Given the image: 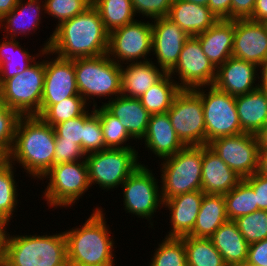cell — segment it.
<instances>
[{
	"instance_id": "cell-1",
	"label": "cell",
	"mask_w": 267,
	"mask_h": 266,
	"mask_svg": "<svg viewBox=\"0 0 267 266\" xmlns=\"http://www.w3.org/2000/svg\"><path fill=\"white\" fill-rule=\"evenodd\" d=\"M44 41L43 56L54 55L74 60L107 54L109 32L105 29L98 10L91 5L84 12L55 27ZM46 55V56H45Z\"/></svg>"
},
{
	"instance_id": "cell-2",
	"label": "cell",
	"mask_w": 267,
	"mask_h": 266,
	"mask_svg": "<svg viewBox=\"0 0 267 266\" xmlns=\"http://www.w3.org/2000/svg\"><path fill=\"white\" fill-rule=\"evenodd\" d=\"M55 145L51 125L35 115L21 116L7 159L14 166H22L29 178L39 181L54 165Z\"/></svg>"
},
{
	"instance_id": "cell-3",
	"label": "cell",
	"mask_w": 267,
	"mask_h": 266,
	"mask_svg": "<svg viewBox=\"0 0 267 266\" xmlns=\"http://www.w3.org/2000/svg\"><path fill=\"white\" fill-rule=\"evenodd\" d=\"M98 206L83 225L64 231L68 266H115V239L104 209Z\"/></svg>"
},
{
	"instance_id": "cell-4",
	"label": "cell",
	"mask_w": 267,
	"mask_h": 266,
	"mask_svg": "<svg viewBox=\"0 0 267 266\" xmlns=\"http://www.w3.org/2000/svg\"><path fill=\"white\" fill-rule=\"evenodd\" d=\"M4 256L12 266H68L64 232L52 235L8 232Z\"/></svg>"
},
{
	"instance_id": "cell-5",
	"label": "cell",
	"mask_w": 267,
	"mask_h": 266,
	"mask_svg": "<svg viewBox=\"0 0 267 266\" xmlns=\"http://www.w3.org/2000/svg\"><path fill=\"white\" fill-rule=\"evenodd\" d=\"M74 67L79 95L88 105L93 103L92 108L97 107L95 97H108L109 102L121 95V65L107 54L74 59Z\"/></svg>"
},
{
	"instance_id": "cell-6",
	"label": "cell",
	"mask_w": 267,
	"mask_h": 266,
	"mask_svg": "<svg viewBox=\"0 0 267 266\" xmlns=\"http://www.w3.org/2000/svg\"><path fill=\"white\" fill-rule=\"evenodd\" d=\"M203 145L184 146L175 155L161 160V197L201 190ZM162 166V167H161Z\"/></svg>"
},
{
	"instance_id": "cell-7",
	"label": "cell",
	"mask_w": 267,
	"mask_h": 266,
	"mask_svg": "<svg viewBox=\"0 0 267 266\" xmlns=\"http://www.w3.org/2000/svg\"><path fill=\"white\" fill-rule=\"evenodd\" d=\"M138 154L135 148H106L87 154L85 161L90 186L97 187L98 184L99 188L105 191L120 188L123 182L142 165Z\"/></svg>"
},
{
	"instance_id": "cell-8",
	"label": "cell",
	"mask_w": 267,
	"mask_h": 266,
	"mask_svg": "<svg viewBox=\"0 0 267 266\" xmlns=\"http://www.w3.org/2000/svg\"><path fill=\"white\" fill-rule=\"evenodd\" d=\"M43 179L49 182L42 191V197L44 196L48 207L55 209L71 208L91 187L85 160L54 164L41 180Z\"/></svg>"
},
{
	"instance_id": "cell-9",
	"label": "cell",
	"mask_w": 267,
	"mask_h": 266,
	"mask_svg": "<svg viewBox=\"0 0 267 266\" xmlns=\"http://www.w3.org/2000/svg\"><path fill=\"white\" fill-rule=\"evenodd\" d=\"M44 79L45 59H38L25 71L0 85V98L21 116L36 115L40 111Z\"/></svg>"
},
{
	"instance_id": "cell-10",
	"label": "cell",
	"mask_w": 267,
	"mask_h": 266,
	"mask_svg": "<svg viewBox=\"0 0 267 266\" xmlns=\"http://www.w3.org/2000/svg\"><path fill=\"white\" fill-rule=\"evenodd\" d=\"M152 170L143 163L120 186L125 212L150 221L148 228L154 227V215L163 208L160 180Z\"/></svg>"
},
{
	"instance_id": "cell-11",
	"label": "cell",
	"mask_w": 267,
	"mask_h": 266,
	"mask_svg": "<svg viewBox=\"0 0 267 266\" xmlns=\"http://www.w3.org/2000/svg\"><path fill=\"white\" fill-rule=\"evenodd\" d=\"M192 90L202 100L206 145L220 137L244 133L239 122L234 96L219 90L214 85L200 86Z\"/></svg>"
},
{
	"instance_id": "cell-12",
	"label": "cell",
	"mask_w": 267,
	"mask_h": 266,
	"mask_svg": "<svg viewBox=\"0 0 267 266\" xmlns=\"http://www.w3.org/2000/svg\"><path fill=\"white\" fill-rule=\"evenodd\" d=\"M178 139L184 146L206 145L201 98L191 89H181L167 111Z\"/></svg>"
},
{
	"instance_id": "cell-13",
	"label": "cell",
	"mask_w": 267,
	"mask_h": 266,
	"mask_svg": "<svg viewBox=\"0 0 267 266\" xmlns=\"http://www.w3.org/2000/svg\"><path fill=\"white\" fill-rule=\"evenodd\" d=\"M136 20L109 33L107 55L118 65L146 62L152 56V23Z\"/></svg>"
},
{
	"instance_id": "cell-14",
	"label": "cell",
	"mask_w": 267,
	"mask_h": 266,
	"mask_svg": "<svg viewBox=\"0 0 267 266\" xmlns=\"http://www.w3.org/2000/svg\"><path fill=\"white\" fill-rule=\"evenodd\" d=\"M242 179L258 170L259 145L256 135L240 133L212 140L207 145Z\"/></svg>"
},
{
	"instance_id": "cell-15",
	"label": "cell",
	"mask_w": 267,
	"mask_h": 266,
	"mask_svg": "<svg viewBox=\"0 0 267 266\" xmlns=\"http://www.w3.org/2000/svg\"><path fill=\"white\" fill-rule=\"evenodd\" d=\"M168 74L173 76V79L180 80L177 84L181 89L192 90L200 86L213 85L216 68L204 54L199 40L195 36H190L183 45L177 64Z\"/></svg>"
},
{
	"instance_id": "cell-16",
	"label": "cell",
	"mask_w": 267,
	"mask_h": 266,
	"mask_svg": "<svg viewBox=\"0 0 267 266\" xmlns=\"http://www.w3.org/2000/svg\"><path fill=\"white\" fill-rule=\"evenodd\" d=\"M80 96L76 83L74 60L54 56L45 60V79L40 111L35 116H40L49 106L62 100Z\"/></svg>"
},
{
	"instance_id": "cell-17",
	"label": "cell",
	"mask_w": 267,
	"mask_h": 266,
	"mask_svg": "<svg viewBox=\"0 0 267 266\" xmlns=\"http://www.w3.org/2000/svg\"><path fill=\"white\" fill-rule=\"evenodd\" d=\"M151 23L152 55L157 58L155 64L169 73L177 64L183 45L190 36L167 16L152 19Z\"/></svg>"
},
{
	"instance_id": "cell-18",
	"label": "cell",
	"mask_w": 267,
	"mask_h": 266,
	"mask_svg": "<svg viewBox=\"0 0 267 266\" xmlns=\"http://www.w3.org/2000/svg\"><path fill=\"white\" fill-rule=\"evenodd\" d=\"M232 56L258 67L267 59V27L251 19H234Z\"/></svg>"
},
{
	"instance_id": "cell-19",
	"label": "cell",
	"mask_w": 267,
	"mask_h": 266,
	"mask_svg": "<svg viewBox=\"0 0 267 266\" xmlns=\"http://www.w3.org/2000/svg\"><path fill=\"white\" fill-rule=\"evenodd\" d=\"M258 73L257 65L232 56L216 69L213 85L234 97L244 95L259 87Z\"/></svg>"
},
{
	"instance_id": "cell-20",
	"label": "cell",
	"mask_w": 267,
	"mask_h": 266,
	"mask_svg": "<svg viewBox=\"0 0 267 266\" xmlns=\"http://www.w3.org/2000/svg\"><path fill=\"white\" fill-rule=\"evenodd\" d=\"M203 196L204 192L199 190L163 200V209L165 207V210L170 211L169 223L171 225L165 237L180 238L188 235L193 230Z\"/></svg>"
},
{
	"instance_id": "cell-21",
	"label": "cell",
	"mask_w": 267,
	"mask_h": 266,
	"mask_svg": "<svg viewBox=\"0 0 267 266\" xmlns=\"http://www.w3.org/2000/svg\"><path fill=\"white\" fill-rule=\"evenodd\" d=\"M44 13V0H18L17 6L0 20V28L3 33L6 32L4 37L8 39H17L19 35L28 37L40 29L41 16Z\"/></svg>"
},
{
	"instance_id": "cell-22",
	"label": "cell",
	"mask_w": 267,
	"mask_h": 266,
	"mask_svg": "<svg viewBox=\"0 0 267 266\" xmlns=\"http://www.w3.org/2000/svg\"><path fill=\"white\" fill-rule=\"evenodd\" d=\"M241 180L214 151L203 145L201 190L204 193L224 195Z\"/></svg>"
},
{
	"instance_id": "cell-23",
	"label": "cell",
	"mask_w": 267,
	"mask_h": 266,
	"mask_svg": "<svg viewBox=\"0 0 267 266\" xmlns=\"http://www.w3.org/2000/svg\"><path fill=\"white\" fill-rule=\"evenodd\" d=\"M145 149L163 160L175 155L184 145L178 139L167 113L152 114L143 137Z\"/></svg>"
},
{
	"instance_id": "cell-24",
	"label": "cell",
	"mask_w": 267,
	"mask_h": 266,
	"mask_svg": "<svg viewBox=\"0 0 267 266\" xmlns=\"http://www.w3.org/2000/svg\"><path fill=\"white\" fill-rule=\"evenodd\" d=\"M102 106L116 117L130 136L137 142L145 136L151 114L138 98L119 95Z\"/></svg>"
},
{
	"instance_id": "cell-25",
	"label": "cell",
	"mask_w": 267,
	"mask_h": 266,
	"mask_svg": "<svg viewBox=\"0 0 267 266\" xmlns=\"http://www.w3.org/2000/svg\"><path fill=\"white\" fill-rule=\"evenodd\" d=\"M204 54L217 69L232 57L234 41V20L219 19L205 32L195 36Z\"/></svg>"
},
{
	"instance_id": "cell-26",
	"label": "cell",
	"mask_w": 267,
	"mask_h": 266,
	"mask_svg": "<svg viewBox=\"0 0 267 266\" xmlns=\"http://www.w3.org/2000/svg\"><path fill=\"white\" fill-rule=\"evenodd\" d=\"M124 65H121V94L127 97H141L167 74L155 65L152 58L146 62L126 63Z\"/></svg>"
},
{
	"instance_id": "cell-27",
	"label": "cell",
	"mask_w": 267,
	"mask_h": 266,
	"mask_svg": "<svg viewBox=\"0 0 267 266\" xmlns=\"http://www.w3.org/2000/svg\"><path fill=\"white\" fill-rule=\"evenodd\" d=\"M167 17L189 36H197L205 32L218 21L207 6L185 0H174Z\"/></svg>"
},
{
	"instance_id": "cell-28",
	"label": "cell",
	"mask_w": 267,
	"mask_h": 266,
	"mask_svg": "<svg viewBox=\"0 0 267 266\" xmlns=\"http://www.w3.org/2000/svg\"><path fill=\"white\" fill-rule=\"evenodd\" d=\"M241 129L256 135L267 124V92L257 88L235 97Z\"/></svg>"
},
{
	"instance_id": "cell-29",
	"label": "cell",
	"mask_w": 267,
	"mask_h": 266,
	"mask_svg": "<svg viewBox=\"0 0 267 266\" xmlns=\"http://www.w3.org/2000/svg\"><path fill=\"white\" fill-rule=\"evenodd\" d=\"M227 266H238L248 258L249 244L240 233L235 221L223 223L210 237Z\"/></svg>"
},
{
	"instance_id": "cell-30",
	"label": "cell",
	"mask_w": 267,
	"mask_h": 266,
	"mask_svg": "<svg viewBox=\"0 0 267 266\" xmlns=\"http://www.w3.org/2000/svg\"><path fill=\"white\" fill-rule=\"evenodd\" d=\"M0 41V85L9 78L25 71L38 58L43 57L42 47L36 55L21 47L19 40L5 38ZM40 56V57H39Z\"/></svg>"
},
{
	"instance_id": "cell-31",
	"label": "cell",
	"mask_w": 267,
	"mask_h": 266,
	"mask_svg": "<svg viewBox=\"0 0 267 266\" xmlns=\"http://www.w3.org/2000/svg\"><path fill=\"white\" fill-rule=\"evenodd\" d=\"M228 220L224 196L204 193L195 225L188 235L198 238H210Z\"/></svg>"
},
{
	"instance_id": "cell-32",
	"label": "cell",
	"mask_w": 267,
	"mask_h": 266,
	"mask_svg": "<svg viewBox=\"0 0 267 266\" xmlns=\"http://www.w3.org/2000/svg\"><path fill=\"white\" fill-rule=\"evenodd\" d=\"M181 91L177 80L168 73L155 85L151 86L141 97L142 106L152 114L167 113L174 97Z\"/></svg>"
},
{
	"instance_id": "cell-33",
	"label": "cell",
	"mask_w": 267,
	"mask_h": 266,
	"mask_svg": "<svg viewBox=\"0 0 267 266\" xmlns=\"http://www.w3.org/2000/svg\"><path fill=\"white\" fill-rule=\"evenodd\" d=\"M92 5L98 10L109 33L134 22L138 17L131 0H92Z\"/></svg>"
},
{
	"instance_id": "cell-34",
	"label": "cell",
	"mask_w": 267,
	"mask_h": 266,
	"mask_svg": "<svg viewBox=\"0 0 267 266\" xmlns=\"http://www.w3.org/2000/svg\"><path fill=\"white\" fill-rule=\"evenodd\" d=\"M15 169L7 158L0 163V217L10 224L19 204Z\"/></svg>"
},
{
	"instance_id": "cell-35",
	"label": "cell",
	"mask_w": 267,
	"mask_h": 266,
	"mask_svg": "<svg viewBox=\"0 0 267 266\" xmlns=\"http://www.w3.org/2000/svg\"><path fill=\"white\" fill-rule=\"evenodd\" d=\"M187 266H227L210 238L184 236Z\"/></svg>"
},
{
	"instance_id": "cell-36",
	"label": "cell",
	"mask_w": 267,
	"mask_h": 266,
	"mask_svg": "<svg viewBox=\"0 0 267 266\" xmlns=\"http://www.w3.org/2000/svg\"><path fill=\"white\" fill-rule=\"evenodd\" d=\"M226 214L229 220L250 214L258 210L254 190L242 179L234 188L223 195Z\"/></svg>"
},
{
	"instance_id": "cell-37",
	"label": "cell",
	"mask_w": 267,
	"mask_h": 266,
	"mask_svg": "<svg viewBox=\"0 0 267 266\" xmlns=\"http://www.w3.org/2000/svg\"><path fill=\"white\" fill-rule=\"evenodd\" d=\"M94 113L99 117L106 148H134L129 145V141L134 139L116 117L110 114L102 105L95 107Z\"/></svg>"
},
{
	"instance_id": "cell-38",
	"label": "cell",
	"mask_w": 267,
	"mask_h": 266,
	"mask_svg": "<svg viewBox=\"0 0 267 266\" xmlns=\"http://www.w3.org/2000/svg\"><path fill=\"white\" fill-rule=\"evenodd\" d=\"M157 247L148 266H187L184 236L164 237Z\"/></svg>"
},
{
	"instance_id": "cell-39",
	"label": "cell",
	"mask_w": 267,
	"mask_h": 266,
	"mask_svg": "<svg viewBox=\"0 0 267 266\" xmlns=\"http://www.w3.org/2000/svg\"><path fill=\"white\" fill-rule=\"evenodd\" d=\"M90 106L83 97L72 96L49 106L39 117L53 127L61 122L82 116Z\"/></svg>"
},
{
	"instance_id": "cell-40",
	"label": "cell",
	"mask_w": 267,
	"mask_h": 266,
	"mask_svg": "<svg viewBox=\"0 0 267 266\" xmlns=\"http://www.w3.org/2000/svg\"><path fill=\"white\" fill-rule=\"evenodd\" d=\"M248 244L267 238V211L257 210L234 220Z\"/></svg>"
},
{
	"instance_id": "cell-41",
	"label": "cell",
	"mask_w": 267,
	"mask_h": 266,
	"mask_svg": "<svg viewBox=\"0 0 267 266\" xmlns=\"http://www.w3.org/2000/svg\"><path fill=\"white\" fill-rule=\"evenodd\" d=\"M45 14L58 20L56 27L92 5V0H44Z\"/></svg>"
},
{
	"instance_id": "cell-42",
	"label": "cell",
	"mask_w": 267,
	"mask_h": 266,
	"mask_svg": "<svg viewBox=\"0 0 267 266\" xmlns=\"http://www.w3.org/2000/svg\"><path fill=\"white\" fill-rule=\"evenodd\" d=\"M90 111V112H89ZM106 149L99 117L92 110L84 113V139L82 151L87 155Z\"/></svg>"
},
{
	"instance_id": "cell-43",
	"label": "cell",
	"mask_w": 267,
	"mask_h": 266,
	"mask_svg": "<svg viewBox=\"0 0 267 266\" xmlns=\"http://www.w3.org/2000/svg\"><path fill=\"white\" fill-rule=\"evenodd\" d=\"M21 115L7 107L0 98V149L7 155L12 149Z\"/></svg>"
},
{
	"instance_id": "cell-44",
	"label": "cell",
	"mask_w": 267,
	"mask_h": 266,
	"mask_svg": "<svg viewBox=\"0 0 267 266\" xmlns=\"http://www.w3.org/2000/svg\"><path fill=\"white\" fill-rule=\"evenodd\" d=\"M55 141H69L78 144L82 149L84 139V114L53 126Z\"/></svg>"
},
{
	"instance_id": "cell-45",
	"label": "cell",
	"mask_w": 267,
	"mask_h": 266,
	"mask_svg": "<svg viewBox=\"0 0 267 266\" xmlns=\"http://www.w3.org/2000/svg\"><path fill=\"white\" fill-rule=\"evenodd\" d=\"M136 15L150 20L166 17L174 0H131Z\"/></svg>"
},
{
	"instance_id": "cell-46",
	"label": "cell",
	"mask_w": 267,
	"mask_h": 266,
	"mask_svg": "<svg viewBox=\"0 0 267 266\" xmlns=\"http://www.w3.org/2000/svg\"><path fill=\"white\" fill-rule=\"evenodd\" d=\"M54 164L85 160L81 147L69 141H55Z\"/></svg>"
},
{
	"instance_id": "cell-47",
	"label": "cell",
	"mask_w": 267,
	"mask_h": 266,
	"mask_svg": "<svg viewBox=\"0 0 267 266\" xmlns=\"http://www.w3.org/2000/svg\"><path fill=\"white\" fill-rule=\"evenodd\" d=\"M243 180L254 190L258 210L267 211V177L256 172Z\"/></svg>"
},
{
	"instance_id": "cell-48",
	"label": "cell",
	"mask_w": 267,
	"mask_h": 266,
	"mask_svg": "<svg viewBox=\"0 0 267 266\" xmlns=\"http://www.w3.org/2000/svg\"><path fill=\"white\" fill-rule=\"evenodd\" d=\"M246 262L255 266H267V238L249 245Z\"/></svg>"
},
{
	"instance_id": "cell-49",
	"label": "cell",
	"mask_w": 267,
	"mask_h": 266,
	"mask_svg": "<svg viewBox=\"0 0 267 266\" xmlns=\"http://www.w3.org/2000/svg\"><path fill=\"white\" fill-rule=\"evenodd\" d=\"M256 0H231V19H248L252 16Z\"/></svg>"
},
{
	"instance_id": "cell-50",
	"label": "cell",
	"mask_w": 267,
	"mask_h": 266,
	"mask_svg": "<svg viewBox=\"0 0 267 266\" xmlns=\"http://www.w3.org/2000/svg\"><path fill=\"white\" fill-rule=\"evenodd\" d=\"M207 7L217 19H231V0H209Z\"/></svg>"
},
{
	"instance_id": "cell-51",
	"label": "cell",
	"mask_w": 267,
	"mask_h": 266,
	"mask_svg": "<svg viewBox=\"0 0 267 266\" xmlns=\"http://www.w3.org/2000/svg\"><path fill=\"white\" fill-rule=\"evenodd\" d=\"M249 19L257 22H267V0H256L253 14Z\"/></svg>"
},
{
	"instance_id": "cell-52",
	"label": "cell",
	"mask_w": 267,
	"mask_h": 266,
	"mask_svg": "<svg viewBox=\"0 0 267 266\" xmlns=\"http://www.w3.org/2000/svg\"><path fill=\"white\" fill-rule=\"evenodd\" d=\"M9 224L10 223H8L5 219L0 217V255L4 254L6 239L8 235L7 226H9Z\"/></svg>"
},
{
	"instance_id": "cell-53",
	"label": "cell",
	"mask_w": 267,
	"mask_h": 266,
	"mask_svg": "<svg viewBox=\"0 0 267 266\" xmlns=\"http://www.w3.org/2000/svg\"><path fill=\"white\" fill-rule=\"evenodd\" d=\"M257 173L267 177V149H259Z\"/></svg>"
},
{
	"instance_id": "cell-54",
	"label": "cell",
	"mask_w": 267,
	"mask_h": 266,
	"mask_svg": "<svg viewBox=\"0 0 267 266\" xmlns=\"http://www.w3.org/2000/svg\"><path fill=\"white\" fill-rule=\"evenodd\" d=\"M18 0H0V20L9 14L16 6Z\"/></svg>"
},
{
	"instance_id": "cell-55",
	"label": "cell",
	"mask_w": 267,
	"mask_h": 266,
	"mask_svg": "<svg viewBox=\"0 0 267 266\" xmlns=\"http://www.w3.org/2000/svg\"><path fill=\"white\" fill-rule=\"evenodd\" d=\"M259 88L267 92V59L259 66Z\"/></svg>"
},
{
	"instance_id": "cell-56",
	"label": "cell",
	"mask_w": 267,
	"mask_h": 266,
	"mask_svg": "<svg viewBox=\"0 0 267 266\" xmlns=\"http://www.w3.org/2000/svg\"><path fill=\"white\" fill-rule=\"evenodd\" d=\"M259 149H267V124L256 134Z\"/></svg>"
},
{
	"instance_id": "cell-57",
	"label": "cell",
	"mask_w": 267,
	"mask_h": 266,
	"mask_svg": "<svg viewBox=\"0 0 267 266\" xmlns=\"http://www.w3.org/2000/svg\"><path fill=\"white\" fill-rule=\"evenodd\" d=\"M0 266H12L11 262L4 256L0 255Z\"/></svg>"
},
{
	"instance_id": "cell-58",
	"label": "cell",
	"mask_w": 267,
	"mask_h": 266,
	"mask_svg": "<svg viewBox=\"0 0 267 266\" xmlns=\"http://www.w3.org/2000/svg\"><path fill=\"white\" fill-rule=\"evenodd\" d=\"M185 1L192 2L197 5H205V6H207L209 2V0H185Z\"/></svg>"
},
{
	"instance_id": "cell-59",
	"label": "cell",
	"mask_w": 267,
	"mask_h": 266,
	"mask_svg": "<svg viewBox=\"0 0 267 266\" xmlns=\"http://www.w3.org/2000/svg\"><path fill=\"white\" fill-rule=\"evenodd\" d=\"M7 158V155L0 149V163Z\"/></svg>"
},
{
	"instance_id": "cell-60",
	"label": "cell",
	"mask_w": 267,
	"mask_h": 266,
	"mask_svg": "<svg viewBox=\"0 0 267 266\" xmlns=\"http://www.w3.org/2000/svg\"><path fill=\"white\" fill-rule=\"evenodd\" d=\"M238 266H255V265L248 264L247 262H245V263H242V264H240V265H238Z\"/></svg>"
}]
</instances>
